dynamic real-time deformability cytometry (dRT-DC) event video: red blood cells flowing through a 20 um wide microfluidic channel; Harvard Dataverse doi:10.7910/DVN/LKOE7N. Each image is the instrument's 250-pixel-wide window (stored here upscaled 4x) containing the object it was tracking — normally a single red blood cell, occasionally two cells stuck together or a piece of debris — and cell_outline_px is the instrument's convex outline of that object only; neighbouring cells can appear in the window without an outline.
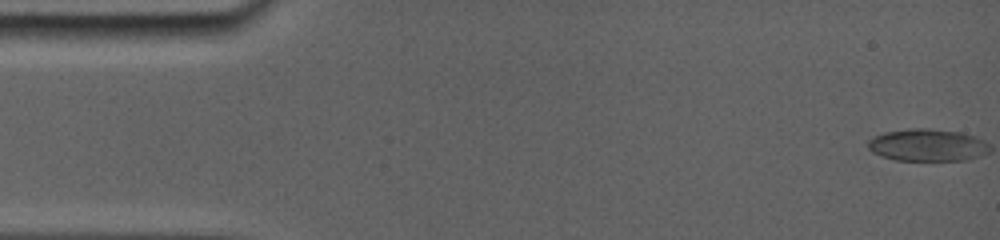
{"species": "common noctule bat (a hibernating species)", "species_latin": "Nyctalus noctula", "temperature_condition": "room temperature", "stored_images_in_passage": 63, "camera_frame_rate_fps": 5000, "um_per_image_px": 0.085, "animal": {"sex": "female", "body_mass_g": 19.0, "forearm_length_mm": 56.7}, "frame": {"image": 1, "passage_image": 1, "time_ms": 0.0, "image_size_px": [1000, 240], "cell_outline_px": [[980, 140], [956, 160], [900, 160], [876, 152], [872, 148], [872, 140], [876, 136], [888, 132], [956, 132], [972, 136]], "centroid_in_image_um": [78.5, 12.35], "position_along_channel_um": 6.5, "area_um2": 18.21}}
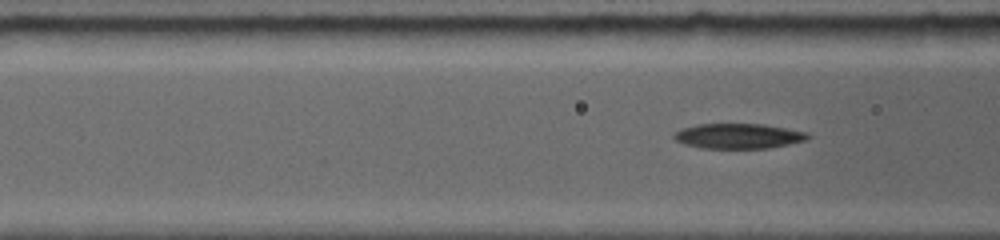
{"frame": {"image": 2, "passage_image": 27, "time_ms": 5.8, "image_size_px": [1000, 240], "cell_outline_px": [[808, 136], [804, 140], [764, 148], [704, 148], [688, 144], [676, 140], [676, 132], [684, 128], [700, 124], [760, 124], [784, 128], [804, 132]], "centroid_in_image_um": [62.73, 11.56], "position_along_channel_um": 103.9, "area_um2": 18.61}}
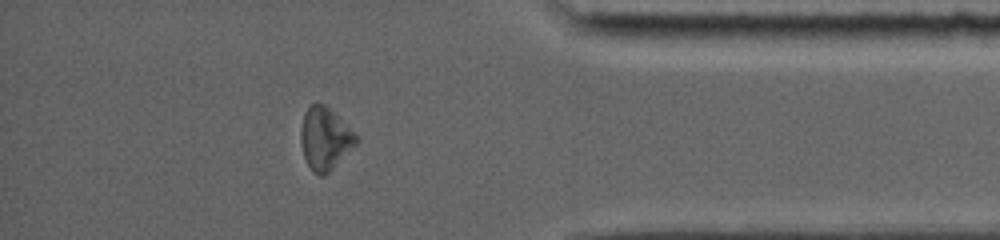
{"frame": {"image": 3, "passage_image": 53, "time_ms": 14.0, "image_size_px": [1000, 240], "cell_outline_px": [[360, 140], [324, 176], [320, 176], [312, 172], [304, 156], [300, 140], [300, 128], [304, 112], [312, 104], [324, 104], [356, 132], [360, 136]], "centroid_in_image_um": [27.63, 11.78], "position_along_channel_um": 407.6, "area_um2": 20.11}, "authors_computed_cell_mechanics": {"area_um2": 19.4786, "velocity_mm_per_s": 3.8777, "shape_relaxation_time_tau1_ms": 3.8019, "shape_relaxation_time_tau2_ms": null, "deformation_change_tau1": 0.1434, "deformation_change_tau2": null}}